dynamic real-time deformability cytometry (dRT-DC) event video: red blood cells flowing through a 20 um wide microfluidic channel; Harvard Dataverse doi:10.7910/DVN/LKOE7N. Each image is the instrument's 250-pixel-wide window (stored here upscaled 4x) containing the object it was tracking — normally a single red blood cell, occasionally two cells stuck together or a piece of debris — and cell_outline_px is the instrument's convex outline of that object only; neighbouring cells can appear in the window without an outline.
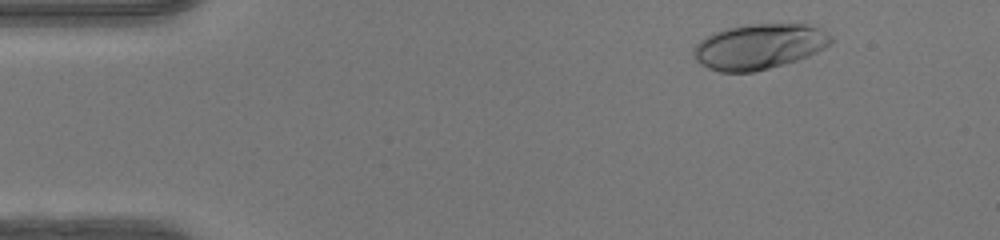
{"species": "human", "species_latin": "Homo sapiens", "temperature_condition": "warm", "stored_images_in_passage": 47, "camera_frame_rate_fps": 3000, "um_per_image_px": 0.085, "donor": {"sex": "female"}, "frame": {"image": 1, "passage_image": 4, "time_ms": 1.0, "image_size_px": [1000, 240], "cell_outline_px": [[836, 40], [832, 44], [808, 56], [796, 60], [768, 68], [752, 72], [720, 72], [708, 68], [700, 64], [692, 56], [692, 48], [700, 40], [712, 32], [728, 28], [748, 24], [804, 24], [820, 28], [832, 36]], "centroid_in_image_um": [64.51, 3.95], "position_along_channel_um": 20.5, "area_um2": 36.47}}
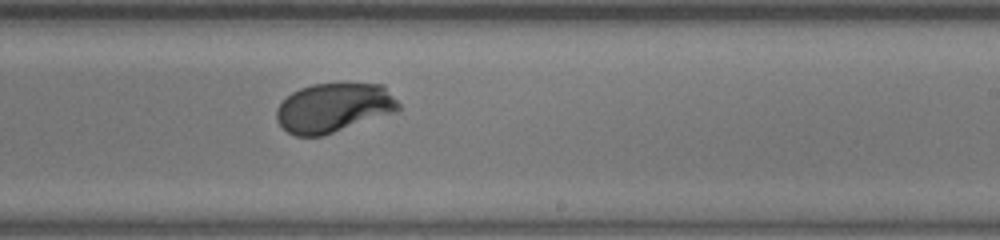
{"frame": {"image": 2, "passage_image": 28, "time_ms": 9.0, "image_size_px": [1000, 240], "cell_outline_px": [[400, 108], [396, 112], [324, 136], [296, 136], [288, 132], [276, 120], [276, 108], [292, 92], [300, 88], [312, 84], [384, 84], [400, 104]], "centroid_in_image_um": [28.38, 9.17], "position_along_channel_um": 260.6, "area_um2": 35.08}}
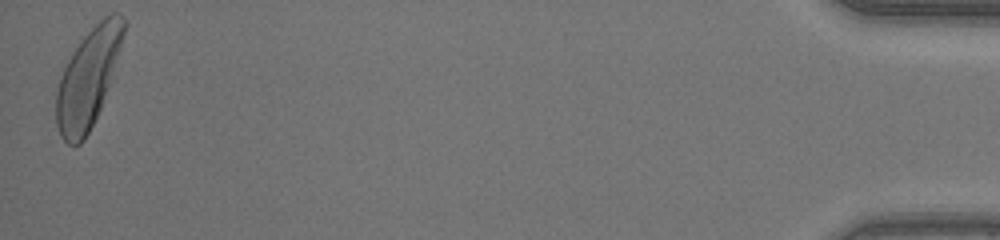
{"frame": {"image": 3, "passage_image": 47, "time_ms": 15.333, "image_size_px": [1000, 240], "cell_outline_px": [[128, 24], [100, 108], [84, 140], [80, 144], [68, 144], [60, 136], [56, 124], [56, 92], [60, 76], [68, 60], [84, 36], [104, 16], [112, 12], [116, 12], [124, 16]], "centroid_in_image_um": [7.48, 6.62], "position_along_channel_um": 427.7, "area_um2": 37.92}, "authors_computed_cell_mechanics": {"area_um2": 35.258, "velocity_mm_per_s": 4.1782, "shape_relaxation_time_tau1_ms": 1.7251, "shape_relaxation_time_tau2_ms": null, "deformation_change_tau1": 0.1396, "deformation_change_tau2": null}}